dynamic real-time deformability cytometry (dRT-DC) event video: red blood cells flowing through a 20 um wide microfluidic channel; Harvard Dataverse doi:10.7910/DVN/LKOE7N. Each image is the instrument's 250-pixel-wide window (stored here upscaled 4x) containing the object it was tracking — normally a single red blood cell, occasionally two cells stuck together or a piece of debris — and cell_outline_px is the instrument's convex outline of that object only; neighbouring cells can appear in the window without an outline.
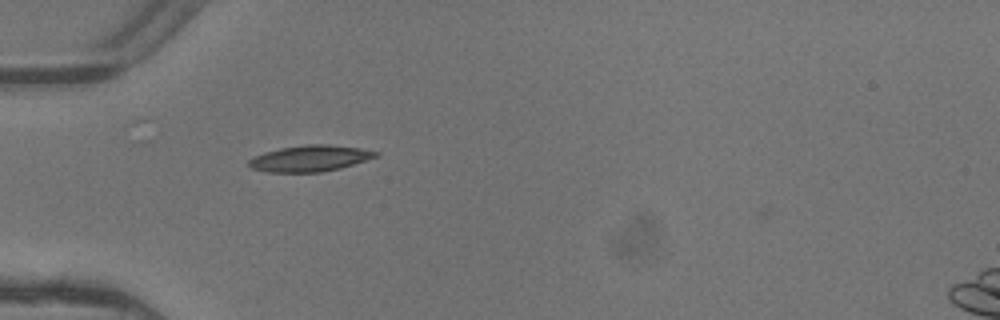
{"species": "common noctule bat (a hibernating species)", "species_latin": "Nyctalus noctula", "temperature_condition": "warm", "stored_images_in_passage": 1, "camera_frame_rate_fps": 3000, "um_per_image_px": 0.085, "animal": {"sex": "female"}, "frame": {"image": 1, "passage_image": 1, "time_ms": 0.0, "image_size_px": [1000, 320], "cell_outline_px": [[380, 152], [376, 156], [340, 168], [320, 172], [268, 172], [252, 168], [248, 164], [248, 160], [264, 152], [280, 148], [308, 144], [328, 144], [360, 148]], "centroid_in_image_um": [26.32, 13.46], "position_along_channel_um": 58.7, "area_um2": 19.07}}